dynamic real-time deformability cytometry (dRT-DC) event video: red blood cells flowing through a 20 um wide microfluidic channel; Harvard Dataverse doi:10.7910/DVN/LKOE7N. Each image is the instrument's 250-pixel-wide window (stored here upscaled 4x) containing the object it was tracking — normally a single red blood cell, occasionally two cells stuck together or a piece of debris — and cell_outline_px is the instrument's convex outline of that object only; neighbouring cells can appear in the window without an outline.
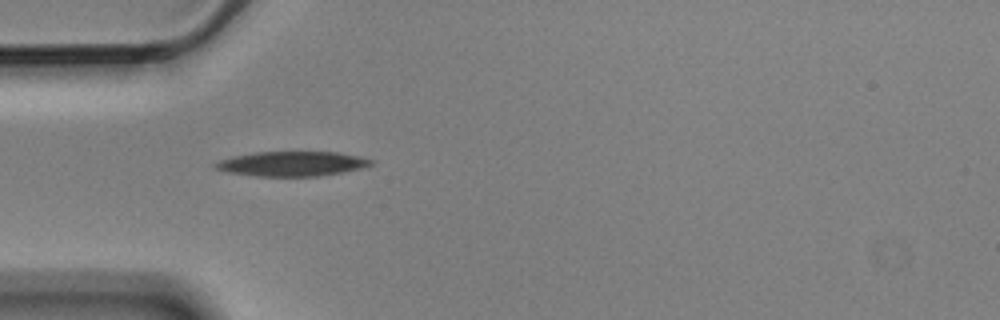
{"species": "Egyptian fruit bat (a non-hibernating species)", "species_latin": "Rousettus aegyptiacus", "temperature_condition": "cold", "stored_images_in_passage": 3, "camera_frame_rate_fps": 3000, "um_per_image_px": 0.085, "animal": {"sex": "male"}, "frame": {"image": 1, "passage_image": 1, "time_ms": 0.0, "image_size_px": [1000, 320], "cell_outline_px": [[372, 164], [360, 168], [340, 172], [316, 176], [256, 176], [228, 172], [212, 168], [212, 164], [220, 160], [236, 156], [256, 152], [336, 152], [356, 156], [372, 160]], "centroid_in_image_um": [24.74, 13.92], "position_along_channel_um": 60.3, "area_um2": 22.02}}
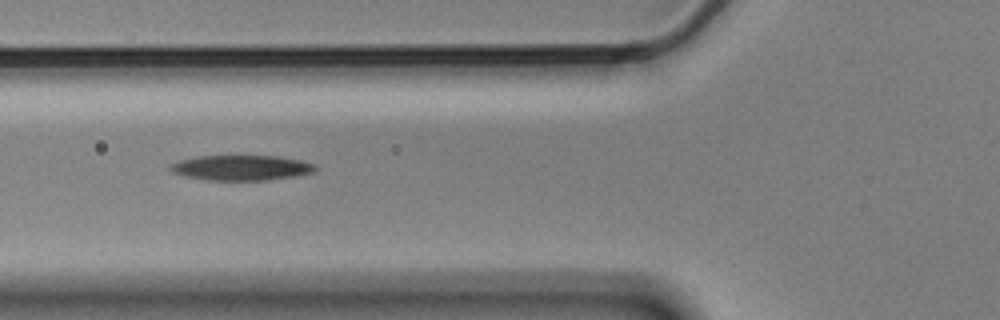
{"frame": {"image": 2, "passage_image": 2, "time_ms": 0.333, "image_size_px": [1000, 320], "cell_outline_px": [[316, 168], [312, 172], [292, 176], [268, 180], [208, 180], [184, 176], [172, 172], [168, 168], [168, 164], [180, 160], [196, 156], [276, 156], [300, 160], [316, 164]], "centroid_in_image_um": [20.44, 14.25], "position_along_channel_um": 105.4, "area_um2": 21.21}}
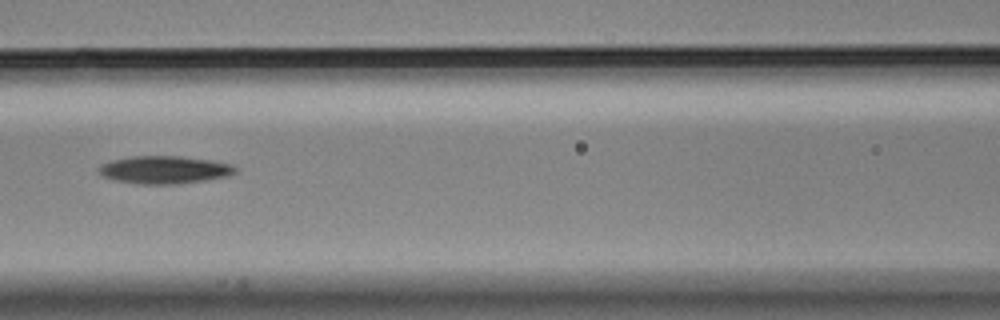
{"frame": {"image": 3, "passage_image": 3, "time_ms": 0.667, "image_size_px": [1000, 320], "cell_outline_px": [[236, 172], [228, 176], [180, 184], [136, 184], [116, 180], [104, 176], [96, 168], [100, 164], [112, 160], [132, 156], [180, 156], [208, 160], [232, 164], [236, 168]], "centroid_in_image_um": [13.96, 14.43], "position_along_channel_um": 152.6, "area_um2": 22.02}}